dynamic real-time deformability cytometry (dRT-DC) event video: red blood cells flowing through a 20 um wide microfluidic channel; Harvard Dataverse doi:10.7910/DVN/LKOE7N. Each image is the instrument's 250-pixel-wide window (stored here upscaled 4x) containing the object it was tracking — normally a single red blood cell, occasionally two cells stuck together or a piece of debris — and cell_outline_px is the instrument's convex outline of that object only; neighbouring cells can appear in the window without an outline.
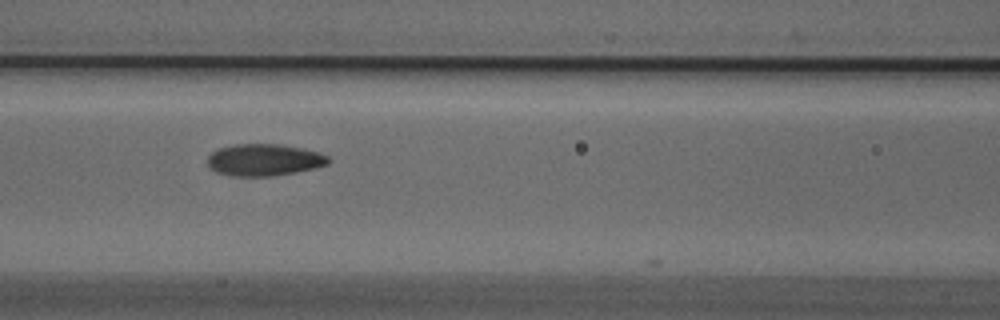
{"species": "Egyptian fruit bat (a non-hibernating species)", "species_latin": "Rousettus aegyptiacus", "temperature_condition": "cold", "stored_images_in_passage": 5, "camera_frame_rate_fps": 3000, "um_per_image_px": 0.085, "animal": {"sex": "male"}, "frame": {"image": 1, "passage_image": 5, "time_ms": 1.333, "image_size_px": [1000, 320], "cell_outline_px": [[332, 160], [328, 164], [316, 168], [296, 172], [272, 176], [232, 176], [216, 172], [208, 168], [208, 156], [212, 152], [220, 148], [236, 144], [276, 144], [300, 148], [320, 152], [328, 156]], "centroid_in_image_um": [22.46, 13.6], "position_along_channel_um": 144.1, "area_um2": 22.54}}